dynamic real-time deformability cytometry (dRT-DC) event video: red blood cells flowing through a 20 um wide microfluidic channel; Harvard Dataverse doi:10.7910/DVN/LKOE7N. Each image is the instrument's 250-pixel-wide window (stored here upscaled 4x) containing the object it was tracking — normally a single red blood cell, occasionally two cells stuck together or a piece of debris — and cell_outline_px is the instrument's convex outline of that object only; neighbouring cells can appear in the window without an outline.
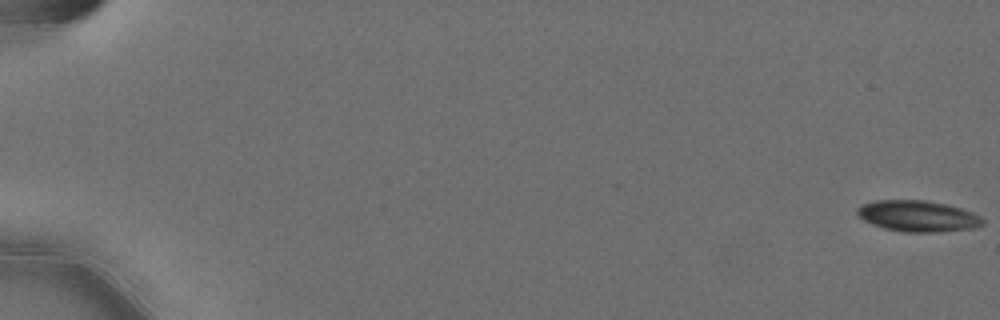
{"species": "Egyptian fruit bat (a non-hibernating species)", "species_latin": "Rousettus aegyptiacus", "temperature_condition": "cold", "stored_images_in_passage": 59, "camera_frame_rate_fps": 3000, "um_per_image_px": 0.085, "animal": {"sex": "female"}, "frame": {"image": 1, "passage_image": 1, "time_ms": 0.0, "image_size_px": [1000, 320], "cell_outline_px": [[984, 224], [976, 228], [940, 232], [904, 232], [884, 228], [872, 224], [864, 220], [856, 212], [856, 208], [860, 204], [876, 200], [924, 200], [948, 204], [972, 212], [980, 216], [984, 220]], "centroid_in_image_um": [78.03, 18.36], "position_along_channel_um": 7.0, "area_um2": 22.95}}
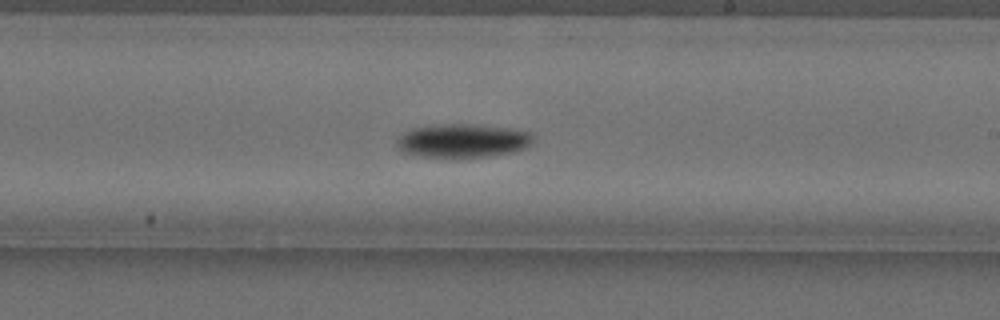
{"frame": {"image": 2, "passage_image": 37, "time_ms": 12.0, "image_size_px": [1000, 320], "cell_outline_px": [[532, 144], [524, 148], [512, 152], [488, 156], [452, 160], [420, 156], [400, 152], [396, 148], [396, 140], [404, 132], [412, 128], [432, 124], [472, 124], [508, 128], [532, 132]], "centroid_in_image_um": [39.25, 11.99], "position_along_channel_um": 249.7, "area_um2": 27.63}}
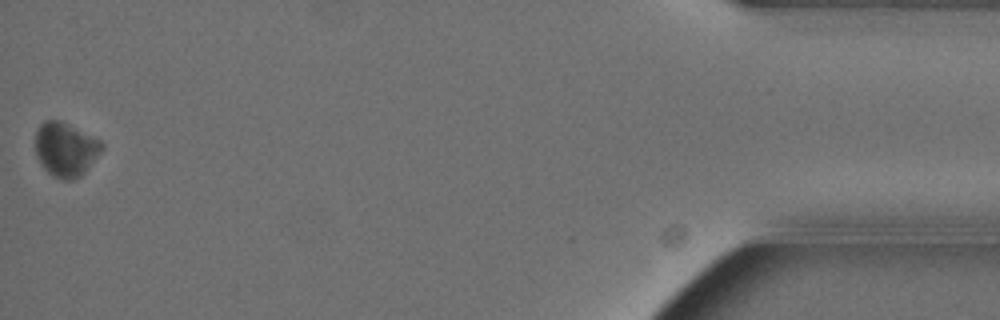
{"frame": {"image": 3, "passage_image": 59, "time_ms": 19.333, "image_size_px": [1000, 320], "cell_outline_px": [[104, 148], [84, 172], [80, 176], [72, 180], [60, 180], [52, 176], [40, 164], [36, 156], [36, 128], [44, 120], [60, 120], [100, 140], [104, 144]], "centroid_in_image_um": [5.56, 12.7], "position_along_channel_um": 429.6, "area_um2": 20.98}, "authors_computed_cell_mechanics": {"area_um2": 23.0044, "velocity_mm_per_s": 3.5563, "shape_relaxation_time_tau1_ms": 2.0948, "shape_relaxation_time_tau2_ms": null, "deformation_change_tau1": 0.0902, "deformation_change_tau2": null}}